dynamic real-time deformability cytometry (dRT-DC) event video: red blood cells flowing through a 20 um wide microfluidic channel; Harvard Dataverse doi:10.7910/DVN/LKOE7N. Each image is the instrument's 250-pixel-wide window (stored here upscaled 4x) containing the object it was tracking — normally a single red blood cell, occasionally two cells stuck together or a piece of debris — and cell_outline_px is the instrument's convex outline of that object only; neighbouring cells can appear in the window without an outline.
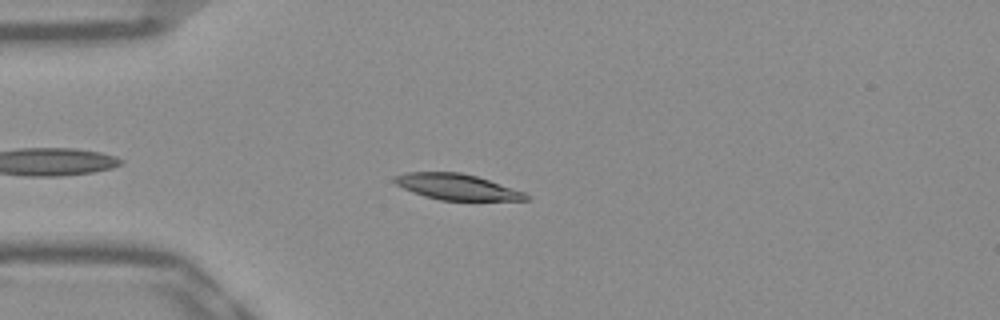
{"species": "Egyptian fruit bat (a non-hibernating species)", "species_latin": "Rousettus aegyptiacus", "temperature_condition": "warm", "stored_images_in_passage": 34, "camera_frame_rate_fps": 3000, "um_per_image_px": 0.085, "frame": {"image": 1, "passage_image": 6, "time_ms": 1.667, "image_size_px": [1000, 320], "cell_outline_px": [[528, 200], [440, 200], [424, 196], [412, 192], [396, 184], [392, 180], [392, 176], [404, 172], [460, 172], [476, 176], [524, 192], [528, 196]], "centroid_in_image_um": [38.76, 15.87], "position_along_channel_um": 46.2, "area_um2": 19.65}}
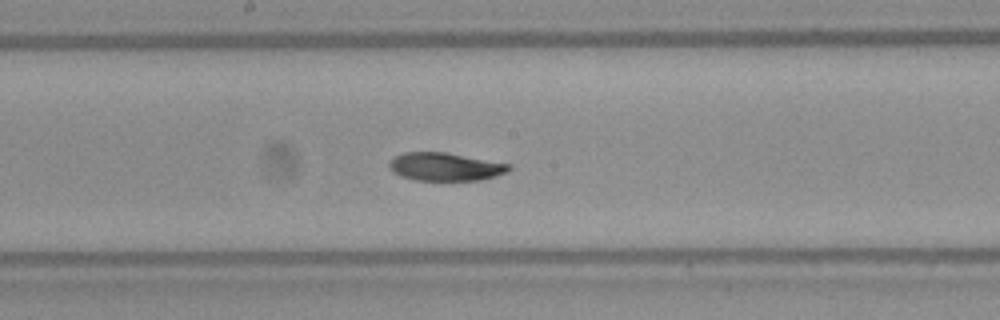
{"frame": {"image": 2, "passage_image": 20, "time_ms": 6.333, "image_size_px": [1000, 320], "cell_outline_px": [[512, 168], [508, 172], [496, 176], [480, 180], [416, 180], [400, 176], [392, 172], [388, 168], [388, 164], [396, 156], [404, 152], [444, 152], [512, 164]], "centroid_in_image_um": [37.86, 14.17], "position_along_channel_um": 210.3, "area_um2": 19.65}}
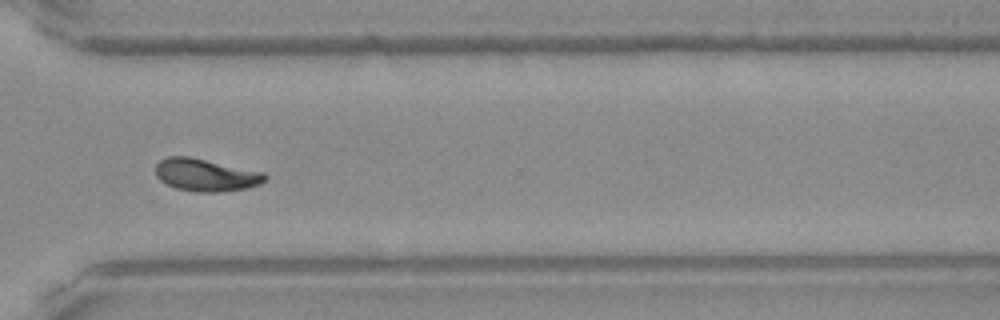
{"frame": {"image": 3, "passage_image": 31, "time_ms": 10.0, "image_size_px": [1000, 320], "cell_outline_px": [[268, 176], [260, 184], [248, 188], [216, 192], [196, 192], [176, 188], [160, 180], [156, 176], [156, 164], [160, 160], [168, 156], [188, 156], [264, 172]], "centroid_in_image_um": [17.49, 14.87], "position_along_channel_um": 353.1, "area_um2": 20.63}, "authors_computed_cell_mechanics": {"area_um2": 20.3167, "velocity_mm_per_s": 3.8946, "shape_relaxation_time_tau1_ms": 10.3291, "shape_relaxation_time_tau2_ms": 3.3628, "deformation_change_tau1": 0.2179, "deformation_change_tau2": 0.0677}}